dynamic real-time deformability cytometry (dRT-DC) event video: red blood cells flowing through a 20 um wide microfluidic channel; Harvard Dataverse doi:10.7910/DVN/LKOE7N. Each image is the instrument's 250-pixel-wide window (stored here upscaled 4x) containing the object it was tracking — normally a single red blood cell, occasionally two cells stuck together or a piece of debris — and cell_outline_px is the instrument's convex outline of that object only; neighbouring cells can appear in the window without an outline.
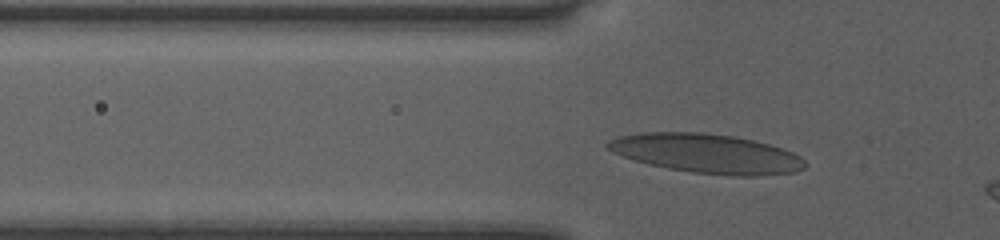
{"species": "human", "species_latin": "Homo sapiens", "temperature_condition": "room temperature", "stored_images_in_passage": 36, "camera_frame_rate_fps": 3000, "um_per_image_px": 0.085, "donor": {"sex": "female"}, "frame": {"image": 1, "passage_image": 9, "time_ms": 2.667, "image_size_px": [1000, 240], "cell_outline_px": [[804, 168], [796, 172], [760, 176], [732, 176], [692, 172], [668, 168], [648, 164], [612, 152], [604, 144], [608, 140], [616, 136], [640, 132], [704, 132], [736, 136], [768, 144], [792, 152], [800, 156], [804, 160]], "centroid_in_image_um": [60.05, 13.04], "position_along_channel_um": 65.8, "area_um2": 45.26}}
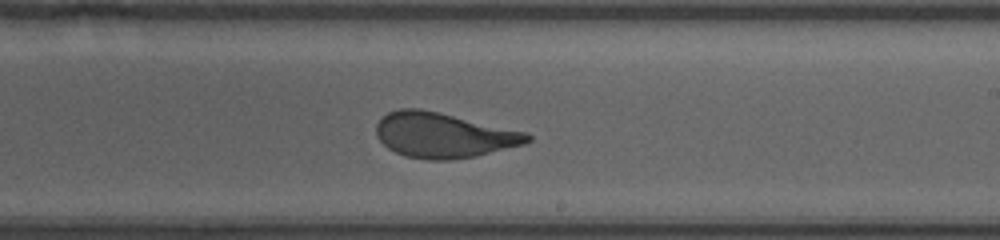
{"frame": {"image": 2, "passage_image": 23, "time_ms": 7.333, "image_size_px": [1000, 240], "cell_outline_px": [[532, 140], [524, 144], [476, 156], [452, 160], [428, 160], [404, 156], [388, 148], [376, 136], [376, 124], [388, 112], [400, 108], [420, 108], [440, 112], [528, 132], [532, 136]], "centroid_in_image_um": [37.71, 11.49], "position_along_channel_um": 251.3, "area_um2": 39.94}}
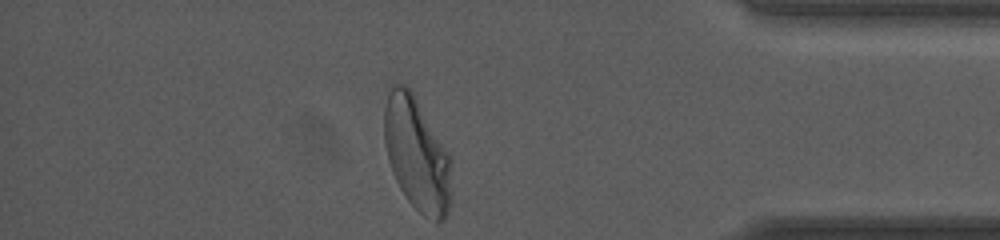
{"frame": {"image": 3, "passage_image": 36, "time_ms": 11.667, "image_size_px": [1000, 240], "cell_outline_px": [[452, 200], [448, 212], [444, 220], [436, 224], [424, 216], [408, 200], [400, 188], [392, 172], [388, 160], [384, 140], [384, 108], [392, 84], [404, 84], [412, 88], [452, 160]], "centroid_in_image_um": [35.46, 13.13], "position_along_channel_um": 399.7, "area_um2": 45.26}, "authors_computed_cell_mechanics": {"area_um2": 40.0554, "velocity_mm_per_s": 4.0401, "shape_relaxation_time_tau1_ms": 4.0109, "shape_relaxation_time_tau2_ms": 0.7344, "deformation_change_tau1": 0.1946, "deformation_change_tau2": 0.0686}}